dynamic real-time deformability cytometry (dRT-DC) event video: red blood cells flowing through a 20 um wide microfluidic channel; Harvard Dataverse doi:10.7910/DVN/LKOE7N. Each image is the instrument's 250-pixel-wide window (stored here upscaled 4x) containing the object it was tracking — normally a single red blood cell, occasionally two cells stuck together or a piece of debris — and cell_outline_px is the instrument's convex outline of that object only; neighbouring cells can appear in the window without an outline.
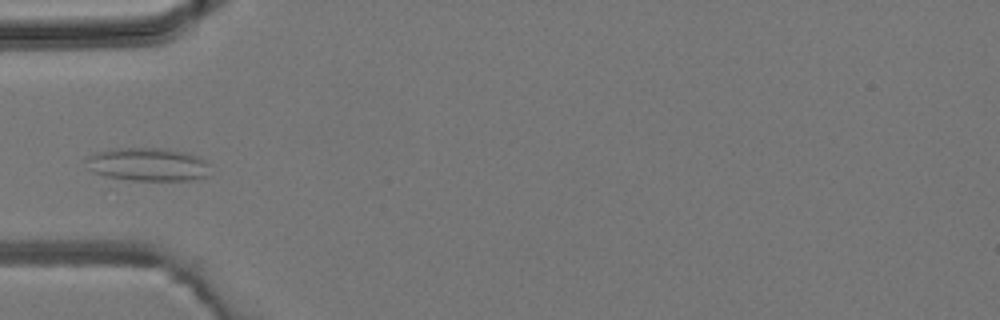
{"species": "common noctule bat (a hibernating species)", "species_latin": "Nyctalus noctula", "temperature_condition": "room temperature", "stored_images_in_passage": 5, "camera_frame_rate_fps": 3000, "um_per_image_px": 0.085, "animal": {"sex": "male", "body_mass_g": 19.2, "forearm_length_mm": 51.8}, "frame": {"image": 1, "passage_image": 5, "time_ms": 5.0, "image_size_px": [1000, 320], "cell_outline_px": [[208, 176], [192, 180], [132, 180], [104, 176], [92, 172], [88, 168], [84, 160], [88, 156], [96, 152], [116, 148], [164, 148], [184, 152], [196, 156], [204, 160], [208, 164]], "centroid_in_image_um": [12.52, 13.98], "position_along_channel_um": 72.5, "area_um2": 24.04}}